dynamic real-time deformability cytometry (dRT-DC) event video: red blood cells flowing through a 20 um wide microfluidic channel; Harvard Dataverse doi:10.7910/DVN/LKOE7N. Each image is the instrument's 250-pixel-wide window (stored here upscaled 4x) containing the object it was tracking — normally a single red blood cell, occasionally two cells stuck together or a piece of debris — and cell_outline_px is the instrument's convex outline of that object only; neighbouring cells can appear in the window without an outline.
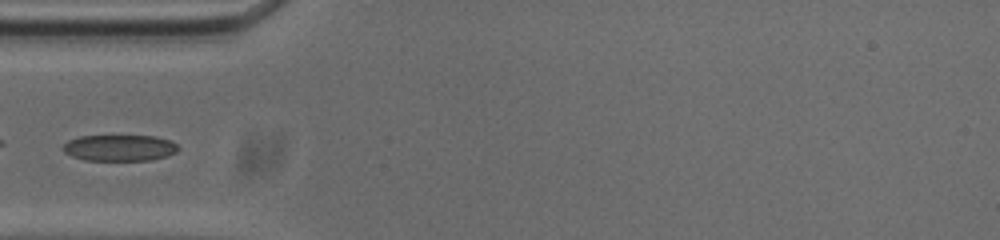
{"species": "common noctule bat (a hibernating species)", "species_latin": "Nyctalus noctula", "temperature_condition": "cold", "stored_images_in_passage": 36, "camera_frame_rate_fps": 3000, "um_per_image_px": 0.085, "animal": {"sex": "male", "body_mass_g": 20.0, "forearm_length_mm": 53.3}, "frame": {"image": 1, "passage_image": 1, "time_ms": 0.0, "image_size_px": [1000, 240], "cell_outline_px": [[180, 148], [176, 152], [168, 156], [148, 160], [84, 160], [72, 156], [64, 152], [60, 148], [68, 140], [80, 136], [156, 136], [168, 140], [176, 144]], "centroid_in_image_um": [10.14, 12.57], "position_along_channel_um": 74.9, "area_um2": 17.63}}
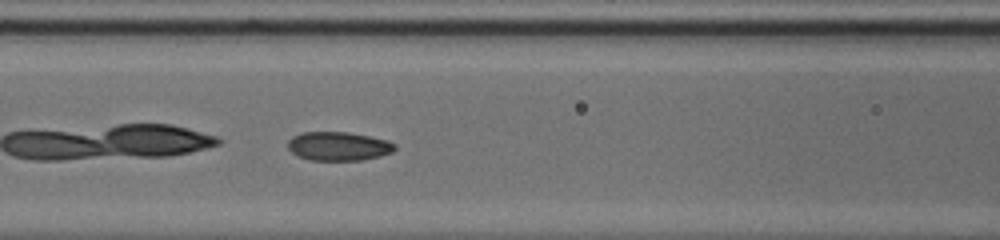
{"frame": {"image": 2, "passage_image": 6, "time_ms": 1.667, "image_size_px": [1000, 240], "cell_outline_px": [[396, 148], [392, 152], [380, 156], [360, 160], [308, 160], [296, 156], [288, 148], [288, 140], [292, 136], [300, 132], [348, 132], [388, 140], [396, 144]], "centroid_in_image_um": [28.75, 12.42], "position_along_channel_um": 137.9, "area_um2": 18.09}}
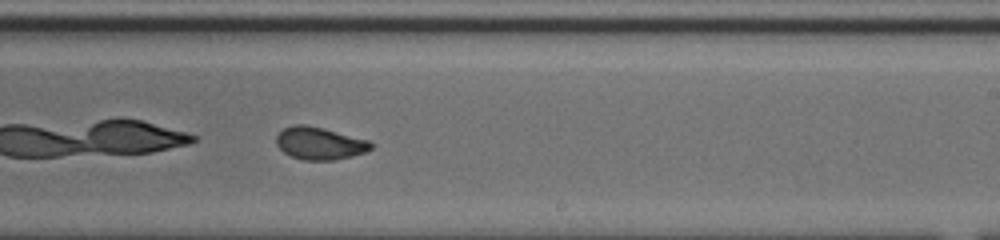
{"frame": {"image": 3, "passage_image": 16, "time_ms": 5.0, "image_size_px": [1000, 240], "cell_outline_px": [[372, 148], [364, 152], [352, 156], [336, 160], [304, 160], [292, 156], [284, 152], [276, 144], [276, 136], [284, 128], [292, 124], [304, 124], [324, 128], [368, 140], [372, 144]], "centroid_in_image_um": [27.15, 12.17], "position_along_channel_um": 261.8, "area_um2": 17.86}}